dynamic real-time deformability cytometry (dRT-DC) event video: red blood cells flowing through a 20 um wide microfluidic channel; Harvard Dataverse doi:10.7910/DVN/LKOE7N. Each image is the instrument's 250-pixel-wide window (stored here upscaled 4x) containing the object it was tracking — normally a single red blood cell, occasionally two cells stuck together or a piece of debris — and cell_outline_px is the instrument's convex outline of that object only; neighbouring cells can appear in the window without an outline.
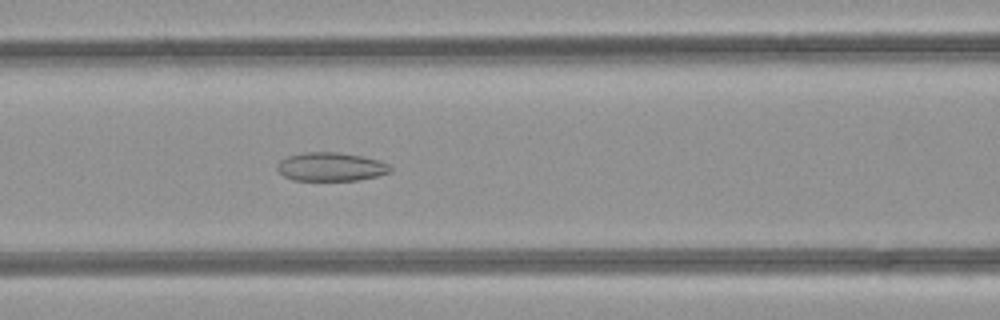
{"species": "common noctule bat (a hibernating species)", "species_latin": "Nyctalus noctula", "temperature_condition": "room temperature", "stored_images_in_passage": 35, "camera_frame_rate_fps": 3000, "um_per_image_px": 0.085, "animal": {"sex": "female", "body_mass_g": 21.9}, "frame": {"image": 1, "passage_image": 7, "time_ms": 2.0, "image_size_px": [1000, 320], "cell_outline_px": [[392, 172], [360, 180], [292, 180], [284, 176], [276, 168], [276, 164], [280, 160], [288, 156], [304, 152], [340, 152], [380, 160], [388, 164], [392, 168]], "centroid_in_image_um": [28.12, 14.17], "position_along_channel_um": 138.5, "area_um2": 18.96}}
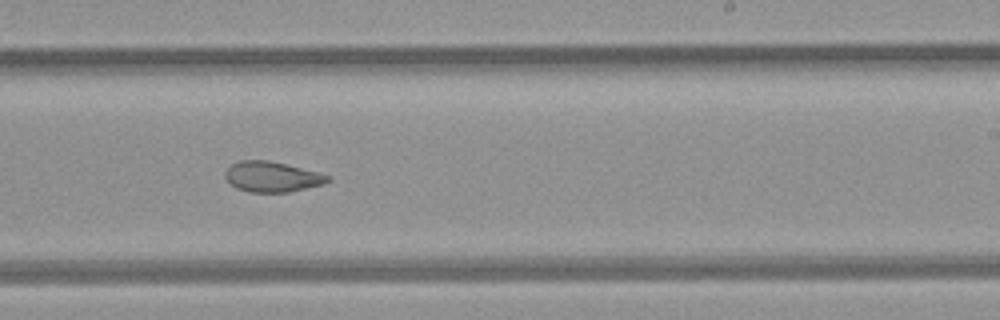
{"frame": {"image": 2, "passage_image": 16, "time_ms": 5.0, "image_size_px": [1000, 320], "cell_outline_px": [[332, 180], [324, 184], [288, 192], [252, 192], [236, 188], [224, 176], [224, 172], [232, 164], [240, 160], [268, 160], [316, 172], [328, 176]], "centroid_in_image_um": [23.1, 15.03], "position_along_channel_um": 265.9, "area_um2": 17.86}}
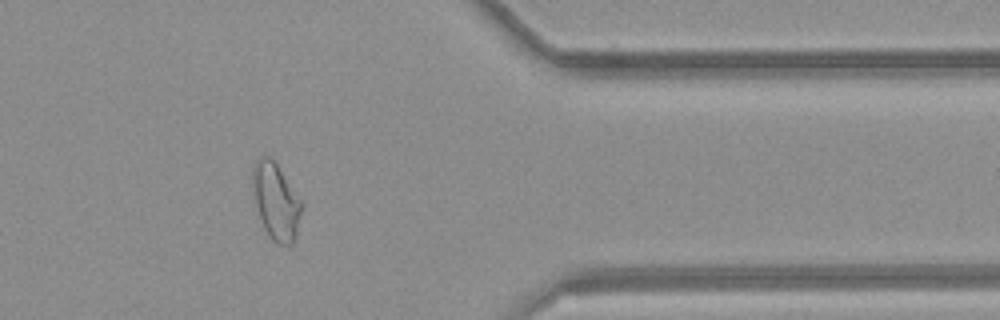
{"frame": {"image": 3, "passage_image": 26, "time_ms": 8.333, "image_size_px": [1000, 320], "cell_outline_px": [[300, 212], [296, 236], [292, 244], [280, 244], [272, 240], [264, 228], [256, 204], [252, 184], [252, 168], [256, 160], [260, 156], [268, 156], [276, 164], [300, 200]], "centroid_in_image_um": [23.42, 17.11], "position_along_channel_um": 388.0, "area_um2": 21.04}, "authors_computed_cell_mechanics": {"area_um2": 19.9988, "velocity_mm_per_s": 4.2565, "shape_relaxation_time_tau1_ms": null, "shape_relaxation_time_tau2_ms": 2.8683, "deformation_change_tau1": null, "deformation_change_tau2": 0.0902}}